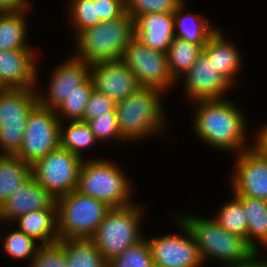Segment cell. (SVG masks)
<instances>
[{
	"instance_id": "cell-1",
	"label": "cell",
	"mask_w": 267,
	"mask_h": 267,
	"mask_svg": "<svg viewBox=\"0 0 267 267\" xmlns=\"http://www.w3.org/2000/svg\"><path fill=\"white\" fill-rule=\"evenodd\" d=\"M195 104L193 129L196 136L221 151L238 154L248 150L245 148L246 119L233 102L213 99L197 100Z\"/></svg>"
},
{
	"instance_id": "cell-2",
	"label": "cell",
	"mask_w": 267,
	"mask_h": 267,
	"mask_svg": "<svg viewBox=\"0 0 267 267\" xmlns=\"http://www.w3.org/2000/svg\"><path fill=\"white\" fill-rule=\"evenodd\" d=\"M135 37L134 19L127 12L120 18L100 22L77 35L75 55L87 64L119 60Z\"/></svg>"
},
{
	"instance_id": "cell-3",
	"label": "cell",
	"mask_w": 267,
	"mask_h": 267,
	"mask_svg": "<svg viewBox=\"0 0 267 267\" xmlns=\"http://www.w3.org/2000/svg\"><path fill=\"white\" fill-rule=\"evenodd\" d=\"M163 91L141 87L137 92L116 103L118 127L125 140H136L157 134L165 128Z\"/></svg>"
},
{
	"instance_id": "cell-4",
	"label": "cell",
	"mask_w": 267,
	"mask_h": 267,
	"mask_svg": "<svg viewBox=\"0 0 267 267\" xmlns=\"http://www.w3.org/2000/svg\"><path fill=\"white\" fill-rule=\"evenodd\" d=\"M177 217L194 236L203 262L210 256L228 266L245 262L256 253L245 238L224 230L214 219L191 215Z\"/></svg>"
},
{
	"instance_id": "cell-5",
	"label": "cell",
	"mask_w": 267,
	"mask_h": 267,
	"mask_svg": "<svg viewBox=\"0 0 267 267\" xmlns=\"http://www.w3.org/2000/svg\"><path fill=\"white\" fill-rule=\"evenodd\" d=\"M111 209L106 203L74 190L56 198L59 239H90Z\"/></svg>"
},
{
	"instance_id": "cell-6",
	"label": "cell",
	"mask_w": 267,
	"mask_h": 267,
	"mask_svg": "<svg viewBox=\"0 0 267 267\" xmlns=\"http://www.w3.org/2000/svg\"><path fill=\"white\" fill-rule=\"evenodd\" d=\"M130 187L124 173L112 161L92 159L83 161L76 190L118 208L133 204Z\"/></svg>"
},
{
	"instance_id": "cell-7",
	"label": "cell",
	"mask_w": 267,
	"mask_h": 267,
	"mask_svg": "<svg viewBox=\"0 0 267 267\" xmlns=\"http://www.w3.org/2000/svg\"><path fill=\"white\" fill-rule=\"evenodd\" d=\"M134 204L111 208L90 238L103 257L110 261L145 237L140 233L143 210Z\"/></svg>"
},
{
	"instance_id": "cell-8",
	"label": "cell",
	"mask_w": 267,
	"mask_h": 267,
	"mask_svg": "<svg viewBox=\"0 0 267 267\" xmlns=\"http://www.w3.org/2000/svg\"><path fill=\"white\" fill-rule=\"evenodd\" d=\"M35 88L0 91V148L2 155H16L23 142L27 118L38 104Z\"/></svg>"
},
{
	"instance_id": "cell-9",
	"label": "cell",
	"mask_w": 267,
	"mask_h": 267,
	"mask_svg": "<svg viewBox=\"0 0 267 267\" xmlns=\"http://www.w3.org/2000/svg\"><path fill=\"white\" fill-rule=\"evenodd\" d=\"M83 161V157L59 146L31 165L32 176L58 198L76 190Z\"/></svg>"
},
{
	"instance_id": "cell-10",
	"label": "cell",
	"mask_w": 267,
	"mask_h": 267,
	"mask_svg": "<svg viewBox=\"0 0 267 267\" xmlns=\"http://www.w3.org/2000/svg\"><path fill=\"white\" fill-rule=\"evenodd\" d=\"M60 146V120L56 111L37 104L27 118L23 142L16 154L33 165Z\"/></svg>"
},
{
	"instance_id": "cell-11",
	"label": "cell",
	"mask_w": 267,
	"mask_h": 267,
	"mask_svg": "<svg viewBox=\"0 0 267 267\" xmlns=\"http://www.w3.org/2000/svg\"><path fill=\"white\" fill-rule=\"evenodd\" d=\"M121 60L135 74L141 87L164 92L177 83L170 74L167 53L149 48L136 37L125 49Z\"/></svg>"
},
{
	"instance_id": "cell-12",
	"label": "cell",
	"mask_w": 267,
	"mask_h": 267,
	"mask_svg": "<svg viewBox=\"0 0 267 267\" xmlns=\"http://www.w3.org/2000/svg\"><path fill=\"white\" fill-rule=\"evenodd\" d=\"M184 235L169 234L147 239L152 251L153 263L163 267H200L203 260L198 251L194 236L180 220ZM185 236V237H184Z\"/></svg>"
},
{
	"instance_id": "cell-13",
	"label": "cell",
	"mask_w": 267,
	"mask_h": 267,
	"mask_svg": "<svg viewBox=\"0 0 267 267\" xmlns=\"http://www.w3.org/2000/svg\"><path fill=\"white\" fill-rule=\"evenodd\" d=\"M89 76L94 89L115 103L141 88L135 74L121 59L90 64Z\"/></svg>"
},
{
	"instance_id": "cell-14",
	"label": "cell",
	"mask_w": 267,
	"mask_h": 267,
	"mask_svg": "<svg viewBox=\"0 0 267 267\" xmlns=\"http://www.w3.org/2000/svg\"><path fill=\"white\" fill-rule=\"evenodd\" d=\"M232 189L236 197L267 201V157L254 147L237 154Z\"/></svg>"
},
{
	"instance_id": "cell-15",
	"label": "cell",
	"mask_w": 267,
	"mask_h": 267,
	"mask_svg": "<svg viewBox=\"0 0 267 267\" xmlns=\"http://www.w3.org/2000/svg\"><path fill=\"white\" fill-rule=\"evenodd\" d=\"M185 77V92L194 102L197 100L223 99L224 92L232 87L203 52L198 56Z\"/></svg>"
},
{
	"instance_id": "cell-16",
	"label": "cell",
	"mask_w": 267,
	"mask_h": 267,
	"mask_svg": "<svg viewBox=\"0 0 267 267\" xmlns=\"http://www.w3.org/2000/svg\"><path fill=\"white\" fill-rule=\"evenodd\" d=\"M89 77V64L76 57L68 59L53 71L49 85V93L46 96L38 91V103L44 107L55 110L77 86L81 85Z\"/></svg>"
},
{
	"instance_id": "cell-17",
	"label": "cell",
	"mask_w": 267,
	"mask_h": 267,
	"mask_svg": "<svg viewBox=\"0 0 267 267\" xmlns=\"http://www.w3.org/2000/svg\"><path fill=\"white\" fill-rule=\"evenodd\" d=\"M0 207V220L13 221L23 214L56 209V198L31 175Z\"/></svg>"
},
{
	"instance_id": "cell-18",
	"label": "cell",
	"mask_w": 267,
	"mask_h": 267,
	"mask_svg": "<svg viewBox=\"0 0 267 267\" xmlns=\"http://www.w3.org/2000/svg\"><path fill=\"white\" fill-rule=\"evenodd\" d=\"M34 50H0V84L3 88H35L37 82Z\"/></svg>"
},
{
	"instance_id": "cell-19",
	"label": "cell",
	"mask_w": 267,
	"mask_h": 267,
	"mask_svg": "<svg viewBox=\"0 0 267 267\" xmlns=\"http://www.w3.org/2000/svg\"><path fill=\"white\" fill-rule=\"evenodd\" d=\"M135 37L144 45L166 53L175 38L174 14L153 13L134 20Z\"/></svg>"
},
{
	"instance_id": "cell-20",
	"label": "cell",
	"mask_w": 267,
	"mask_h": 267,
	"mask_svg": "<svg viewBox=\"0 0 267 267\" xmlns=\"http://www.w3.org/2000/svg\"><path fill=\"white\" fill-rule=\"evenodd\" d=\"M202 52L213 61L216 69L220 70V75L233 86L242 61L238 49L232 42H227L225 36L217 28L208 39Z\"/></svg>"
},
{
	"instance_id": "cell-21",
	"label": "cell",
	"mask_w": 267,
	"mask_h": 267,
	"mask_svg": "<svg viewBox=\"0 0 267 267\" xmlns=\"http://www.w3.org/2000/svg\"><path fill=\"white\" fill-rule=\"evenodd\" d=\"M17 220L19 231L39 240L40 245L56 243L59 240L57 232L56 209H42L19 216Z\"/></svg>"
},
{
	"instance_id": "cell-22",
	"label": "cell",
	"mask_w": 267,
	"mask_h": 267,
	"mask_svg": "<svg viewBox=\"0 0 267 267\" xmlns=\"http://www.w3.org/2000/svg\"><path fill=\"white\" fill-rule=\"evenodd\" d=\"M184 2L178 7L174 14L175 37L193 42L204 47L217 27L210 25L209 19L199 14L184 13ZM183 12V13H182Z\"/></svg>"
},
{
	"instance_id": "cell-23",
	"label": "cell",
	"mask_w": 267,
	"mask_h": 267,
	"mask_svg": "<svg viewBox=\"0 0 267 267\" xmlns=\"http://www.w3.org/2000/svg\"><path fill=\"white\" fill-rule=\"evenodd\" d=\"M67 267H108V261L91 239H59Z\"/></svg>"
},
{
	"instance_id": "cell-24",
	"label": "cell",
	"mask_w": 267,
	"mask_h": 267,
	"mask_svg": "<svg viewBox=\"0 0 267 267\" xmlns=\"http://www.w3.org/2000/svg\"><path fill=\"white\" fill-rule=\"evenodd\" d=\"M31 175V165L17 155L0 154V207Z\"/></svg>"
},
{
	"instance_id": "cell-25",
	"label": "cell",
	"mask_w": 267,
	"mask_h": 267,
	"mask_svg": "<svg viewBox=\"0 0 267 267\" xmlns=\"http://www.w3.org/2000/svg\"><path fill=\"white\" fill-rule=\"evenodd\" d=\"M237 198L242 202L247 215V243L259 252L258 245L267 247V201L251 197Z\"/></svg>"
},
{
	"instance_id": "cell-26",
	"label": "cell",
	"mask_w": 267,
	"mask_h": 267,
	"mask_svg": "<svg viewBox=\"0 0 267 267\" xmlns=\"http://www.w3.org/2000/svg\"><path fill=\"white\" fill-rule=\"evenodd\" d=\"M28 10L0 12V50L32 48L26 42Z\"/></svg>"
},
{
	"instance_id": "cell-27",
	"label": "cell",
	"mask_w": 267,
	"mask_h": 267,
	"mask_svg": "<svg viewBox=\"0 0 267 267\" xmlns=\"http://www.w3.org/2000/svg\"><path fill=\"white\" fill-rule=\"evenodd\" d=\"M202 50L201 45L178 37L173 39L166 53L170 74L176 82L179 75H185L189 71Z\"/></svg>"
},
{
	"instance_id": "cell-28",
	"label": "cell",
	"mask_w": 267,
	"mask_h": 267,
	"mask_svg": "<svg viewBox=\"0 0 267 267\" xmlns=\"http://www.w3.org/2000/svg\"><path fill=\"white\" fill-rule=\"evenodd\" d=\"M66 128L60 122V146L82 157V151L97 143V139L87 122L70 121Z\"/></svg>"
},
{
	"instance_id": "cell-29",
	"label": "cell",
	"mask_w": 267,
	"mask_h": 267,
	"mask_svg": "<svg viewBox=\"0 0 267 267\" xmlns=\"http://www.w3.org/2000/svg\"><path fill=\"white\" fill-rule=\"evenodd\" d=\"M224 230L243 237L247 241V215L242 202L234 195L231 201L223 204L213 218Z\"/></svg>"
},
{
	"instance_id": "cell-30",
	"label": "cell",
	"mask_w": 267,
	"mask_h": 267,
	"mask_svg": "<svg viewBox=\"0 0 267 267\" xmlns=\"http://www.w3.org/2000/svg\"><path fill=\"white\" fill-rule=\"evenodd\" d=\"M94 89L93 82L89 76L81 85L77 86L68 98H66L56 109V115L61 122V115L69 118L70 121H83L85 106L87 105L90 95Z\"/></svg>"
},
{
	"instance_id": "cell-31",
	"label": "cell",
	"mask_w": 267,
	"mask_h": 267,
	"mask_svg": "<svg viewBox=\"0 0 267 267\" xmlns=\"http://www.w3.org/2000/svg\"><path fill=\"white\" fill-rule=\"evenodd\" d=\"M153 265L152 251L147 238L128 247L122 254L108 261V267H152Z\"/></svg>"
},
{
	"instance_id": "cell-32",
	"label": "cell",
	"mask_w": 267,
	"mask_h": 267,
	"mask_svg": "<svg viewBox=\"0 0 267 267\" xmlns=\"http://www.w3.org/2000/svg\"><path fill=\"white\" fill-rule=\"evenodd\" d=\"M37 243L34 238L27 236L24 232L15 230L6 235L3 248L8 256L16 260L30 257V262H32L38 248L41 246Z\"/></svg>"
},
{
	"instance_id": "cell-33",
	"label": "cell",
	"mask_w": 267,
	"mask_h": 267,
	"mask_svg": "<svg viewBox=\"0 0 267 267\" xmlns=\"http://www.w3.org/2000/svg\"><path fill=\"white\" fill-rule=\"evenodd\" d=\"M70 19L73 23L75 34L78 35L82 30L94 27L100 23L97 15V3L95 0H71Z\"/></svg>"
},
{
	"instance_id": "cell-34",
	"label": "cell",
	"mask_w": 267,
	"mask_h": 267,
	"mask_svg": "<svg viewBox=\"0 0 267 267\" xmlns=\"http://www.w3.org/2000/svg\"><path fill=\"white\" fill-rule=\"evenodd\" d=\"M183 2V0H127V14L134 20L144 14H173Z\"/></svg>"
},
{
	"instance_id": "cell-35",
	"label": "cell",
	"mask_w": 267,
	"mask_h": 267,
	"mask_svg": "<svg viewBox=\"0 0 267 267\" xmlns=\"http://www.w3.org/2000/svg\"><path fill=\"white\" fill-rule=\"evenodd\" d=\"M87 123L99 142L107 138H117L119 141L120 139L125 141L118 127L116 112H106L97 118L87 121Z\"/></svg>"
},
{
	"instance_id": "cell-36",
	"label": "cell",
	"mask_w": 267,
	"mask_h": 267,
	"mask_svg": "<svg viewBox=\"0 0 267 267\" xmlns=\"http://www.w3.org/2000/svg\"><path fill=\"white\" fill-rule=\"evenodd\" d=\"M31 263L30 267H67L63 249L57 242L41 245Z\"/></svg>"
},
{
	"instance_id": "cell-37",
	"label": "cell",
	"mask_w": 267,
	"mask_h": 267,
	"mask_svg": "<svg viewBox=\"0 0 267 267\" xmlns=\"http://www.w3.org/2000/svg\"><path fill=\"white\" fill-rule=\"evenodd\" d=\"M115 106L116 103L107 95L93 89L89 101L85 106L83 121L87 122L106 112H116Z\"/></svg>"
},
{
	"instance_id": "cell-38",
	"label": "cell",
	"mask_w": 267,
	"mask_h": 267,
	"mask_svg": "<svg viewBox=\"0 0 267 267\" xmlns=\"http://www.w3.org/2000/svg\"><path fill=\"white\" fill-rule=\"evenodd\" d=\"M100 22L115 20L127 12L126 0H95Z\"/></svg>"
},
{
	"instance_id": "cell-39",
	"label": "cell",
	"mask_w": 267,
	"mask_h": 267,
	"mask_svg": "<svg viewBox=\"0 0 267 267\" xmlns=\"http://www.w3.org/2000/svg\"><path fill=\"white\" fill-rule=\"evenodd\" d=\"M28 0H0V12L27 10Z\"/></svg>"
},
{
	"instance_id": "cell-40",
	"label": "cell",
	"mask_w": 267,
	"mask_h": 267,
	"mask_svg": "<svg viewBox=\"0 0 267 267\" xmlns=\"http://www.w3.org/2000/svg\"><path fill=\"white\" fill-rule=\"evenodd\" d=\"M259 136L255 140L254 147L261 155L267 157V123L258 131Z\"/></svg>"
},
{
	"instance_id": "cell-41",
	"label": "cell",
	"mask_w": 267,
	"mask_h": 267,
	"mask_svg": "<svg viewBox=\"0 0 267 267\" xmlns=\"http://www.w3.org/2000/svg\"><path fill=\"white\" fill-rule=\"evenodd\" d=\"M259 253L253 254L247 261L238 264L228 265L226 267H267V260L258 259Z\"/></svg>"
},
{
	"instance_id": "cell-42",
	"label": "cell",
	"mask_w": 267,
	"mask_h": 267,
	"mask_svg": "<svg viewBox=\"0 0 267 267\" xmlns=\"http://www.w3.org/2000/svg\"><path fill=\"white\" fill-rule=\"evenodd\" d=\"M152 267H163V266H159V265L154 264Z\"/></svg>"
}]
</instances>
